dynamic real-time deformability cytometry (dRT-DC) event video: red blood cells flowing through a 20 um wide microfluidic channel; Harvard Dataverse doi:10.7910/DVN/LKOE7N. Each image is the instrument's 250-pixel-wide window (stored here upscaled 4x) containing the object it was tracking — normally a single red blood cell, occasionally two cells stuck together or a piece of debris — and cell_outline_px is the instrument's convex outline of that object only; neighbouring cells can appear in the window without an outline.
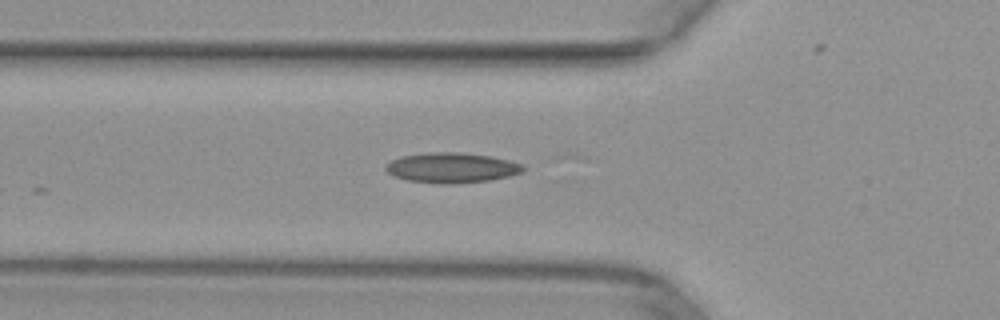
{"species": "common noctule bat (a hibernating species)", "species_latin": "Nyctalus noctula", "temperature_condition": "warm", "stored_images_in_passage": 6, "camera_frame_rate_fps": 3000, "um_per_image_px": 0.085, "animal": {"sex": "female", "body_mass_g": 29.2, "forearm_length_mm": 56.3}, "frame": {"image": 1, "passage_image": 2, "time_ms": 0.333, "image_size_px": [1000, 320], "cell_outline_px": [[524, 168], [520, 172], [508, 176], [488, 180], [444, 184], [440, 184], [408, 180], [396, 176], [388, 172], [384, 168], [392, 160], [400, 156], [428, 152], [460, 152], [492, 156], [524, 164]], "centroid_in_image_um": [38.39, 14.24], "position_along_channel_um": 87.4, "area_um2": 23.87}}
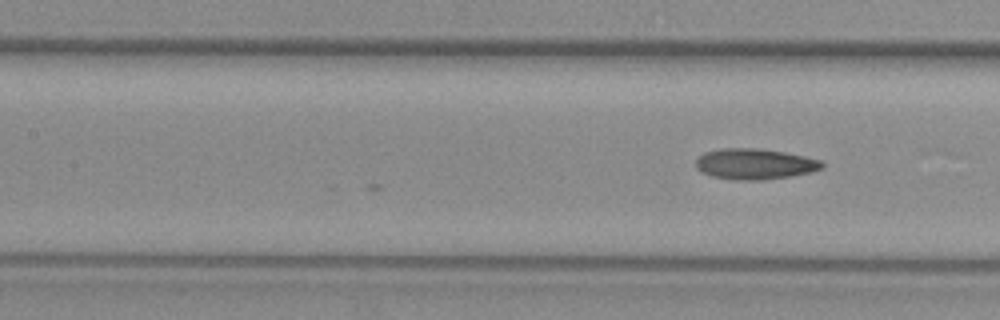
{"frame": {"image": 2, "passage_image": 6, "time_ms": 1.667, "image_size_px": [1000, 320], "cell_outline_px": [[824, 168], [812, 172], [792, 176], [764, 180], [732, 180], [712, 176], [700, 172], [696, 168], [696, 160], [704, 152], [720, 148], [760, 148], [784, 152], [824, 160]], "centroid_in_image_um": [64.18, 13.94], "position_along_channel_um": 143.2, "area_um2": 23.0}}